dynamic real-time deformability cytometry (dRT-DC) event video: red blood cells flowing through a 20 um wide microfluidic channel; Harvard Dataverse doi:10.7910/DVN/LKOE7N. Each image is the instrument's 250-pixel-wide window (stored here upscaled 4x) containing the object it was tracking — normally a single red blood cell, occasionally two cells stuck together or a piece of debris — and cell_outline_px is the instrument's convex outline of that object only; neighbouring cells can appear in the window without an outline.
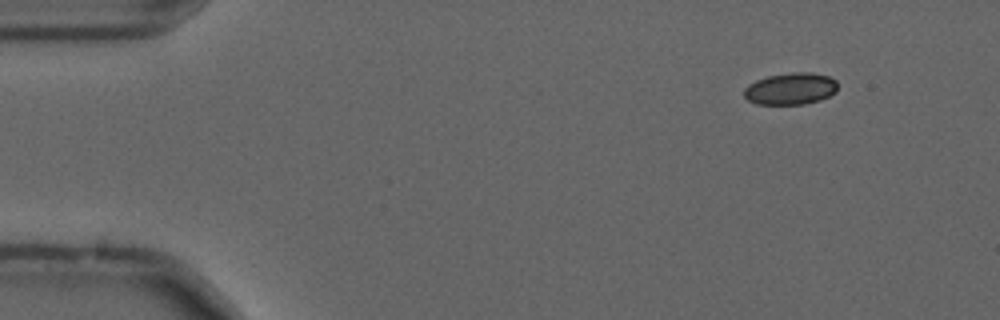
{"species": "common noctule bat (a hibernating species)", "species_latin": "Nyctalus noctula", "temperature_condition": "cold", "stored_images_in_passage": 15, "camera_frame_rate_fps": 3000, "um_per_image_px": 0.085, "animal": {"sex": "male", "forearm_length_mm": 52.5}, "frame": {"image": 1, "passage_image": 1, "time_ms": 0.0, "image_size_px": [1000, 320], "cell_outline_px": [[836, 92], [820, 100], [804, 104], [756, 104], [748, 100], [744, 96], [744, 88], [748, 84], [756, 80], [768, 76], [792, 72], [812, 72], [828, 76], [836, 80]], "centroid_in_image_um": [67.19, 7.54], "position_along_channel_um": 17.8, "area_um2": 17.4}}